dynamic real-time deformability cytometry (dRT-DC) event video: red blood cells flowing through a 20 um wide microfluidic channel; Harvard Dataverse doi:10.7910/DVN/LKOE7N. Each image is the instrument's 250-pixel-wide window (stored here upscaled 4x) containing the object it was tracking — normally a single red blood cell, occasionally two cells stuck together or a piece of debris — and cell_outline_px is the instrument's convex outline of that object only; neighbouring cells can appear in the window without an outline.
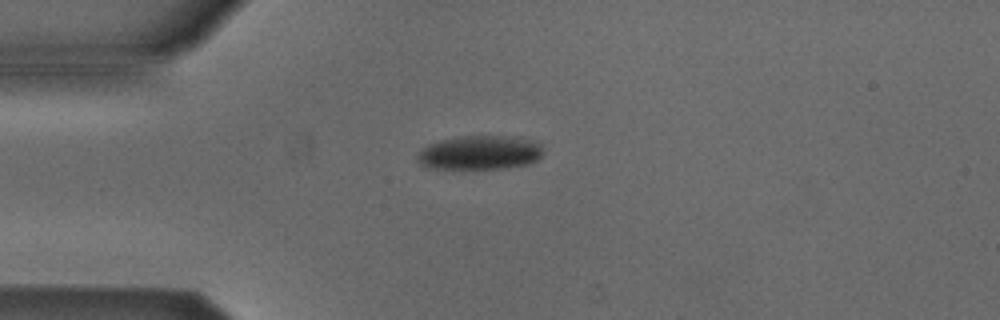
{"species": "Egyptian fruit bat (a non-hibernating species)", "species_latin": "Rousettus aegyptiacus", "temperature_condition": "cold", "stored_images_in_passage": 6, "camera_frame_rate_fps": 3000, "um_per_image_px": 0.085, "animal": {"sex": "male"}, "frame": {"image": 1, "passage_image": 4, "time_ms": 3.667, "image_size_px": [1000, 320], "cell_outline_px": [[544, 152], [536, 160], [528, 164], [508, 168], [424, 168], [416, 160], [416, 156], [420, 148], [428, 144], [440, 140], [460, 136], [500, 136], [540, 140], [544, 148]], "centroid_in_image_um": [40.79, 12.97], "position_along_channel_um": 44.2, "area_um2": 25.37}}
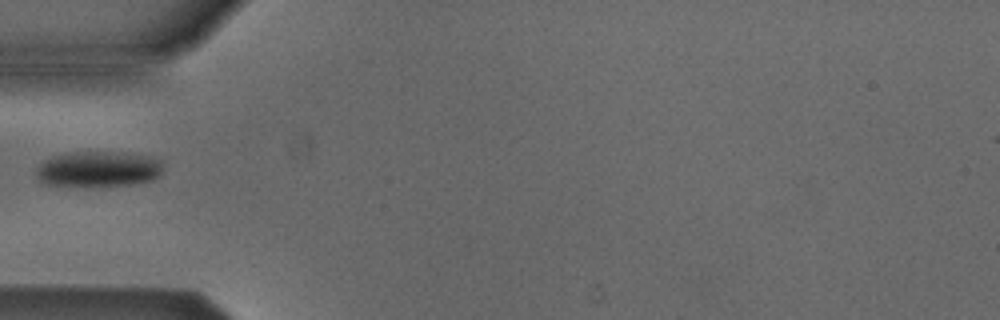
{"frame": {"image": 2, "passage_image": 5, "time_ms": 5.0, "image_size_px": [1000, 320], "cell_outline_px": [[160, 176], [152, 180], [132, 184], [44, 184], [36, 176], [36, 168], [44, 160], [52, 156], [64, 152], [112, 152], [148, 156], [160, 160]], "centroid_in_image_um": [8.32, 14.33], "position_along_channel_um": 76.7, "area_um2": 25.55}}
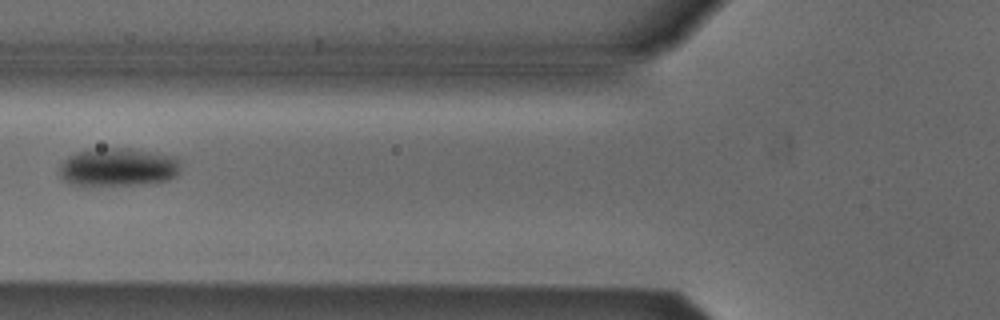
{"frame": {"image": 3, "passage_image": 6, "time_ms": 6.0, "image_size_px": [1000, 320], "cell_outline_px": [[180, 164], [176, 176], [168, 180], [144, 184], [80, 188], [68, 184], [60, 176], [60, 164], [68, 156], [76, 152], [88, 148], [132, 148], [156, 152], [176, 156]], "centroid_in_image_um": [9.97, 14.23], "position_along_channel_um": 115.8, "area_um2": 28.21}}